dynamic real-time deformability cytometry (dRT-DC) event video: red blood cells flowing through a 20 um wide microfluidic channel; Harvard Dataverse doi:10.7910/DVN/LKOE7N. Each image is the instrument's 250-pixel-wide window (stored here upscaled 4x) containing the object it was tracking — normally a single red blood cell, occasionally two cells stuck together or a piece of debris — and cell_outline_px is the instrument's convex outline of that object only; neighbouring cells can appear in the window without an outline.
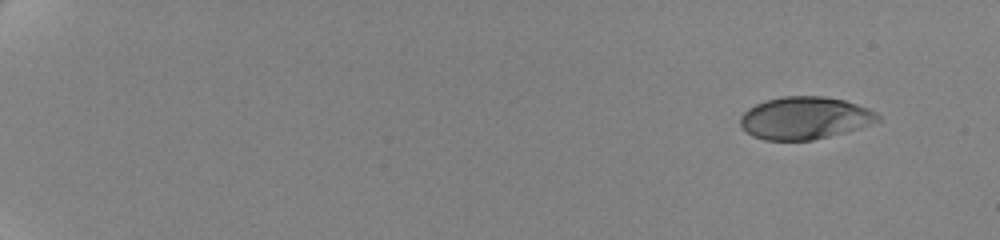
{"species": "human", "species_latin": "Homo sapiens", "temperature_condition": "cold", "stored_images_in_passage": 50, "camera_frame_rate_fps": 3000, "um_per_image_px": 0.085, "donor": {"sex": "female"}, "frame": {"image": 1, "passage_image": 1, "time_ms": 0.0, "image_size_px": [1000, 240], "cell_outline_px": [[880, 120], [844, 132], [812, 140], [764, 140], [752, 136], [740, 124], [740, 116], [748, 108], [756, 104], [768, 100], [784, 96], [824, 96], [844, 100], [868, 108], [876, 112], [880, 116]], "centroid_in_image_um": [68.38, 10.02], "position_along_channel_um": 16.6, "area_um2": 33.64}}
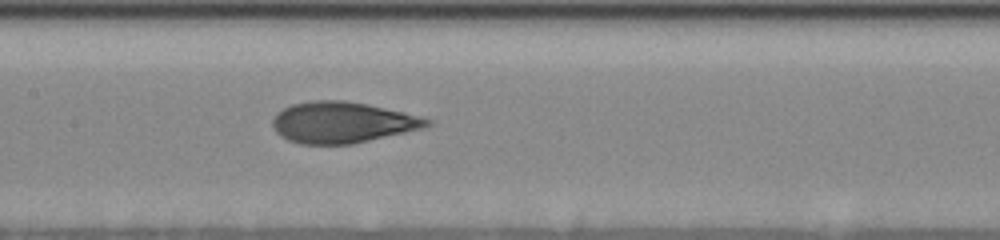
{"frame": {"image": 2, "passage_image": 27, "time_ms": 9.667, "image_size_px": [1000, 240], "cell_outline_px": [[432, 124], [424, 128], [352, 144], [300, 144], [288, 140], [280, 136], [276, 132], [272, 124], [272, 120], [276, 112], [292, 104], [312, 100], [344, 100], [368, 104], [404, 112], [432, 120]], "centroid_in_image_um": [29.07, 10.4], "position_along_channel_um": 178.3, "area_um2": 37.05}}
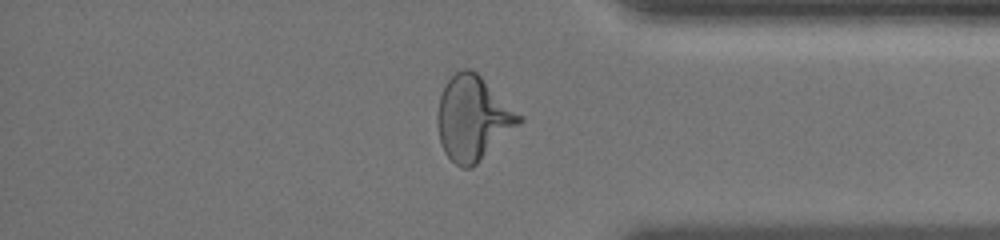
{"frame": {"image": 3, "passage_image": 46, "time_ms": 16.0, "image_size_px": [1000, 240], "cell_outline_px": [[524, 120], [520, 124], [472, 168], [460, 168], [444, 152], [440, 140], [436, 124], [436, 116], [440, 96], [448, 80], [456, 72], [464, 68], [472, 68], [524, 116]], "centroid_in_image_um": [40.21, 10.05], "position_along_channel_um": 395.0, "area_um2": 40.17}, "authors_computed_cell_mechanics": {"area_um2": 36.3273, "velocity_mm_per_s": 3.5057, "shape_relaxation_time_tau1_ms": 5.9349, "shape_relaxation_time_tau2_ms": 1.0201, "deformation_change_tau1": 0.1918, "deformation_change_tau2": 0.0741}}